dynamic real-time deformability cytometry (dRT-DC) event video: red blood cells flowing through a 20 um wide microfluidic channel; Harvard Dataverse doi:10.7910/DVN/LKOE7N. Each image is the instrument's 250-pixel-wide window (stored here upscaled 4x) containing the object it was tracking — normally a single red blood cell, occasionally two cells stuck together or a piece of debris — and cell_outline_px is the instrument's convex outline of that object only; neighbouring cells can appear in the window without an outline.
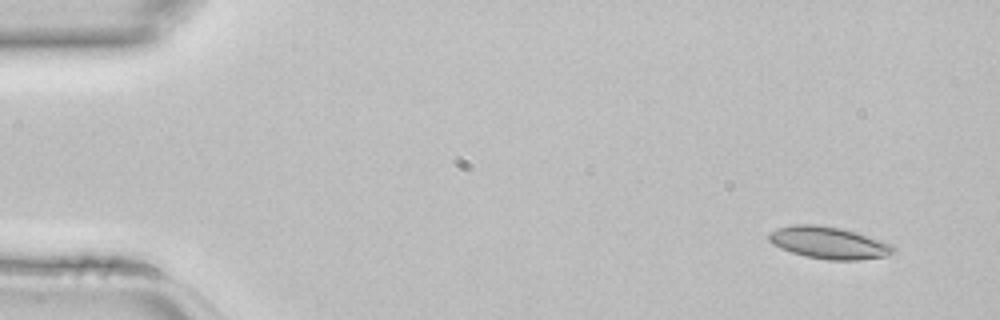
{"species": "common noctule bat (a hibernating species)", "species_latin": "Nyctalus noctula", "temperature_condition": "room temperature", "stored_images_in_passage": 44, "camera_frame_rate_fps": 3000, "um_per_image_px": 0.085, "animal": {"sex": "female", "body_mass_g": 22.7, "forearm_length_mm": 54.2}, "frame": {"image": 1, "passage_image": 3, "time_ms": 0.667, "image_size_px": [1000, 320], "cell_outline_px": [[896, 252], [884, 256], [860, 260], [828, 260], [804, 256], [780, 248], [772, 244], [768, 240], [768, 232], [776, 228], [792, 224], [816, 224], [840, 228], [856, 232], [880, 240], [896, 248]], "centroid_in_image_um": [70.39, 20.63], "position_along_channel_um": 14.6, "area_um2": 23.35}}
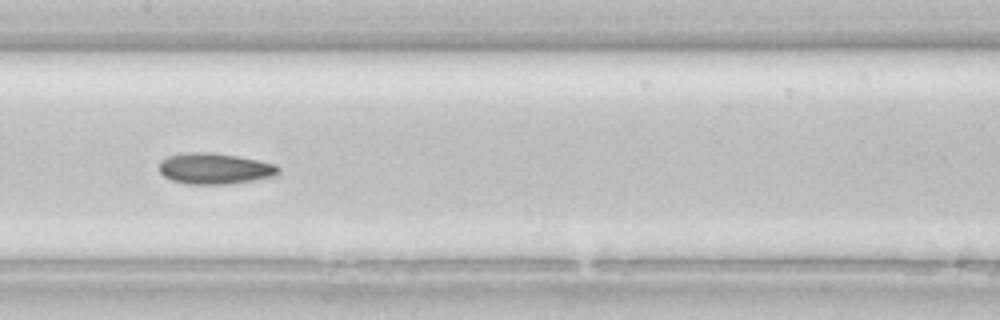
{"frame": {"image": 2, "passage_image": 22, "time_ms": 7.0, "image_size_px": [1000, 320], "cell_outline_px": [[280, 172], [272, 176], [252, 180], [228, 184], [188, 184], [172, 180], [164, 176], [160, 172], [160, 160], [168, 156], [188, 152], [212, 152], [236, 156], [276, 164], [280, 168]], "centroid_in_image_um": [18.23, 14.32], "position_along_channel_um": 189.2, "area_um2": 21.39}}
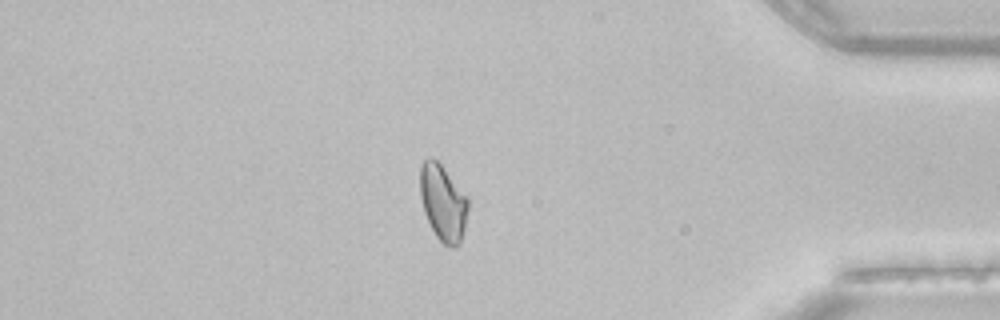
{"frame": {"image": 3, "passage_image": 38, "time_ms": 12.333, "image_size_px": [1000, 320], "cell_outline_px": [[468, 208], [464, 228], [460, 244], [456, 248], [452, 248], [444, 244], [436, 236], [424, 212], [420, 196], [420, 164], [424, 160], [432, 156], [440, 164], [468, 196]], "centroid_in_image_um": [37.65, 17.22], "position_along_channel_um": 397.5, "area_um2": 21.33}}